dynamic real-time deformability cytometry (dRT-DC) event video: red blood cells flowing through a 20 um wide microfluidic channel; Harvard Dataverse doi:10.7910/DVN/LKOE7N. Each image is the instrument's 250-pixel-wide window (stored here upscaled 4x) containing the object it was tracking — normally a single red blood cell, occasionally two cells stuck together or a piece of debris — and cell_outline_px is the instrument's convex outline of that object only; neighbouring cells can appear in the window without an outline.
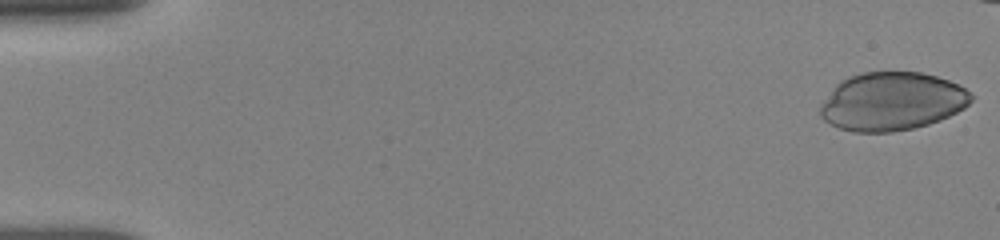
{"species": "human", "species_latin": "Homo sapiens", "temperature_condition": "room temperature", "stored_images_in_passage": 15, "camera_frame_rate_fps": 3000, "um_per_image_px": 0.085, "donor": {"sex": "female"}, "frame": {"image": 1, "passage_image": 1, "time_ms": 0.0, "image_size_px": [1000, 240], "cell_outline_px": [[972, 100], [964, 108], [940, 120], [928, 124], [912, 128], [892, 132], [852, 132], [840, 128], [824, 120], [820, 116], [820, 108], [836, 84], [840, 80], [848, 76], [864, 72], [920, 72], [936, 76], [960, 84], [972, 96]], "centroid_in_image_um": [75.82, 8.62], "position_along_channel_um": 9.2, "area_um2": 50.98}}